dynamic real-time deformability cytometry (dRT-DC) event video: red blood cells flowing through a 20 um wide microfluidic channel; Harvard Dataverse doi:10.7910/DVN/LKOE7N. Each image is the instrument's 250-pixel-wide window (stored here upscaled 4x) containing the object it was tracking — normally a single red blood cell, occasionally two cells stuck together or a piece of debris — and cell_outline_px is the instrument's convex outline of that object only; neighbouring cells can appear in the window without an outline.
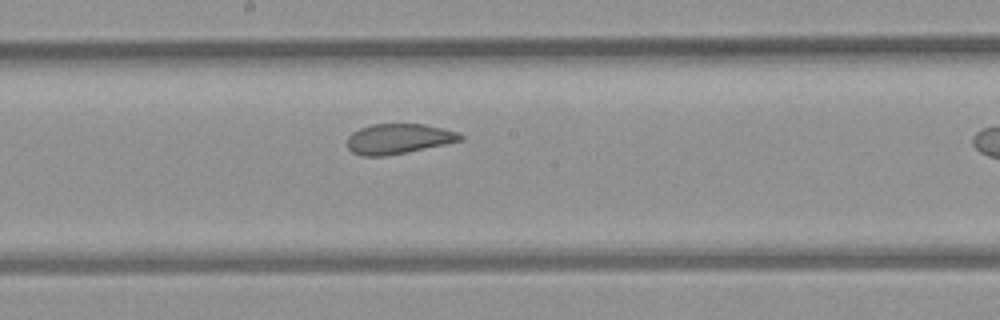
{"species": "common noctule bat (a hibernating species)", "species_latin": "Nyctalus noctula", "temperature_condition": "room temperature", "stored_images_in_passage": 7, "camera_frame_rate_fps": 3000, "um_per_image_px": 0.085, "animal": {"sex": "female", "body_mass_g": 21.9}, "frame": {"image": 1, "passage_image": 6, "time_ms": 6.667, "image_size_px": [1000, 320], "cell_outline_px": [[464, 140], [384, 156], [360, 156], [352, 152], [348, 148], [348, 136], [352, 132], [360, 128], [372, 124], [424, 124], [444, 128], [456, 132], [464, 136]], "centroid_in_image_um": [33.86, 11.79], "position_along_channel_um": 214.3, "area_um2": 19.71}}